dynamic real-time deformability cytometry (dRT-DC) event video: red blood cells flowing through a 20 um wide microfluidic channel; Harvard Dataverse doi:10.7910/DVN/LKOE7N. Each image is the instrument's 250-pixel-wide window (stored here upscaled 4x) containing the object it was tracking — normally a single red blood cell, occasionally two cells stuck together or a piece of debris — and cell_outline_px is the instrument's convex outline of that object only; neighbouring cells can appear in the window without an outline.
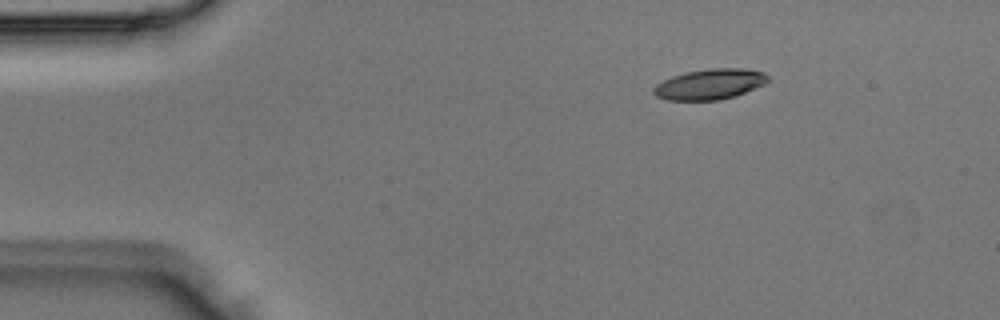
{"species": "Egyptian fruit bat (a non-hibernating species)", "species_latin": "Rousettus aegyptiacus", "temperature_condition": "room temperature", "stored_images_in_passage": 3, "camera_frame_rate_fps": 3000, "um_per_image_px": 0.085, "animal": {"sex": "male"}, "frame": {"image": 1, "passage_image": 1, "time_ms": 0.0, "image_size_px": [1000, 320], "cell_outline_px": [[768, 80], [764, 84], [736, 96], [720, 100], [668, 100], [656, 96], [652, 92], [652, 88], [656, 84], [672, 76], [684, 72], [708, 68], [740, 68], [764, 72], [768, 76]], "centroid_in_image_um": [60.31, 7.15], "position_along_channel_um": 24.7, "area_um2": 20.4}}
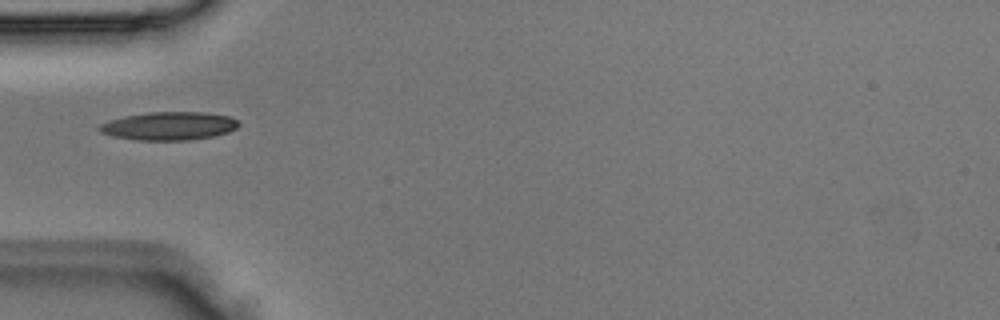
{"frame": {"image": 2, "passage_image": 3, "time_ms": 0.667, "image_size_px": [1000, 320], "cell_outline_px": [[240, 124], [236, 128], [228, 132], [212, 136], [188, 140], [136, 140], [112, 136], [100, 132], [96, 128], [100, 124], [108, 120], [124, 116], [148, 112], [204, 112], [228, 116], [236, 120]], "centroid_in_image_um": [14.31, 10.7], "position_along_channel_um": 70.7, "area_um2": 22.95}}